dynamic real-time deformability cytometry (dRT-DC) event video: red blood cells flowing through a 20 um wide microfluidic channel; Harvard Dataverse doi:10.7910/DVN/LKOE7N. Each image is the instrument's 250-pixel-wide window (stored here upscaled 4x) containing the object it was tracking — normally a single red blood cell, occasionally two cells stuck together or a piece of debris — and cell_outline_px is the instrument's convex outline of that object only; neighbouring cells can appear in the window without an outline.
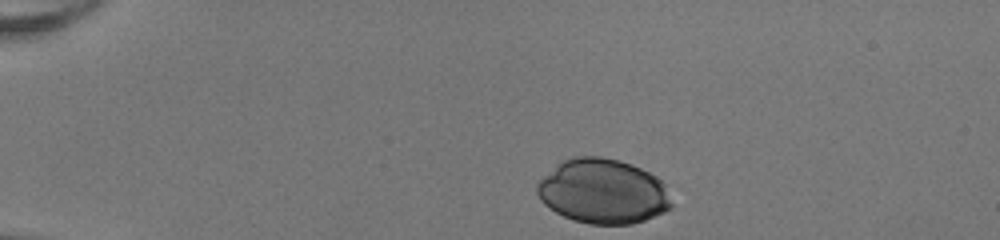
{"species": "human", "species_latin": "Homo sapiens", "temperature_condition": "room temperature", "stored_images_in_passage": 34, "camera_frame_rate_fps": 3000, "um_per_image_px": 0.085, "donor": {"sex": "female"}, "frame": {"image": 1, "passage_image": 1, "time_ms": 0.0, "image_size_px": [1000, 240], "cell_outline_px": [[672, 208], [664, 212], [644, 220], [632, 224], [588, 224], [572, 220], [556, 212], [544, 204], [540, 200], [536, 192], [536, 184], [544, 176], [564, 160], [572, 156], [600, 156], [620, 160], [632, 164], [656, 176], [668, 184], [672, 204]], "centroid_in_image_um": [51.29, 16.27], "position_along_channel_um": 33.7, "area_um2": 51.04}}
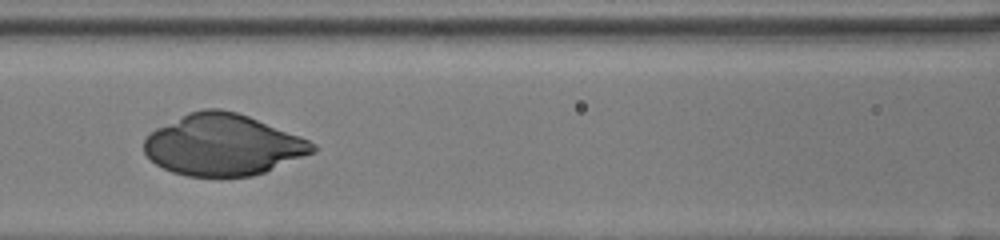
{"frame": {"image": 2, "passage_image": 15, "time_ms": 4.667, "image_size_px": [1000, 240], "cell_outline_px": [[320, 148], [316, 152], [264, 172], [252, 176], [188, 176], [172, 172], [156, 164], [144, 152], [144, 140], [156, 128], [188, 112], [204, 108], [220, 108], [236, 112], [248, 116], [300, 136], [316, 144]], "centroid_in_image_um": [18.97, 12.31], "position_along_channel_um": 147.6, "area_um2": 60.0}}
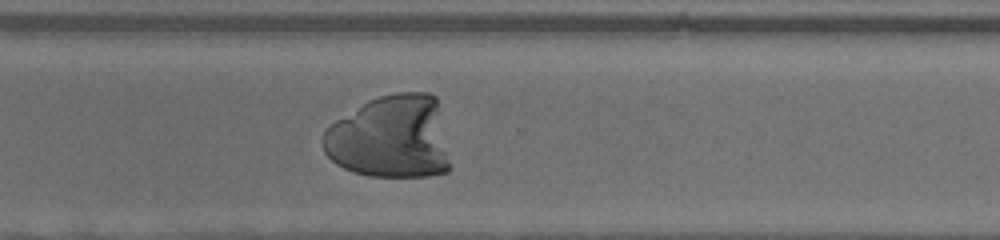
{"frame": {"image": 3, "passage_image": 29, "time_ms": 9.333, "image_size_px": [1000, 240], "cell_outline_px": [[452, 168], [448, 172], [428, 176], [368, 176], [344, 168], [336, 164], [324, 152], [320, 140], [324, 132], [336, 120], [368, 100], [380, 96], [396, 92], [428, 92], [436, 96]], "centroid_in_image_um": [33.21, 11.67], "position_along_channel_um": 337.4, "area_um2": 62.08}}